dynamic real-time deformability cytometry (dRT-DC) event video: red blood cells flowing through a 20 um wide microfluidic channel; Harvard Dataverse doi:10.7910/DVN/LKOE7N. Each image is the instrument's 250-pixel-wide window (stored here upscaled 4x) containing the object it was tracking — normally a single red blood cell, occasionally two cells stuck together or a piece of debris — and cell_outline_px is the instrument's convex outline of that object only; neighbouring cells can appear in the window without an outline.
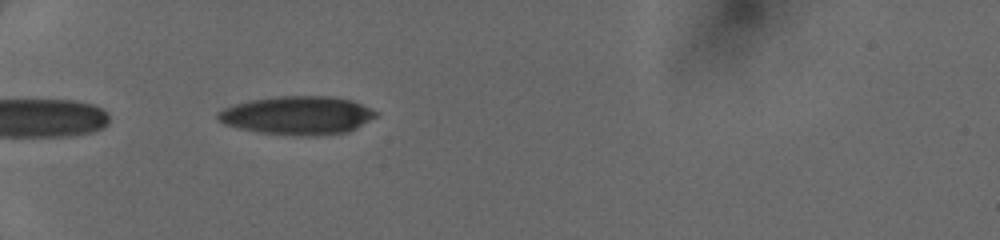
{"species": "human", "species_latin": "Homo sapiens", "temperature_condition": "cold", "stored_images_in_passage": 34, "camera_frame_rate_fps": 3000, "um_per_image_px": 0.085, "donor": {"sex": "female"}, "frame": {"image": 1, "passage_image": 2, "time_ms": 0.333, "image_size_px": [1000, 240], "cell_outline_px": [[380, 112], [376, 116], [356, 128], [348, 132], [312, 136], [300, 136], [260, 132], [240, 128], [224, 124], [216, 116], [216, 112], [224, 108], [236, 104], [252, 100], [276, 96], [332, 96], [352, 100], [372, 108]], "centroid_in_image_um": [25.32, 9.8], "position_along_channel_um": 59.7, "area_um2": 35.37}}
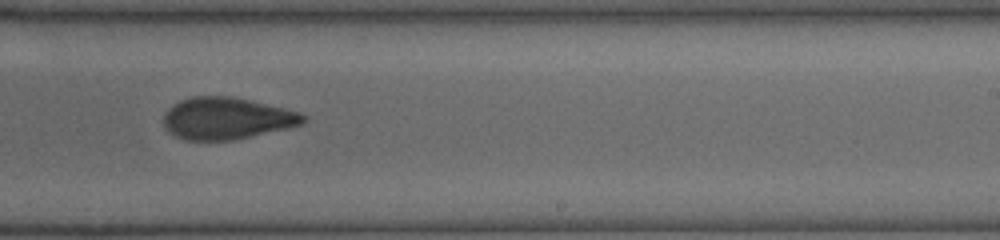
{"frame": {"image": 2, "passage_image": 18, "time_ms": 5.667, "image_size_px": [1000, 240], "cell_outline_px": [[308, 120], [304, 124], [288, 128], [232, 140], [184, 140], [168, 132], [164, 128], [164, 112], [172, 104], [180, 100], [192, 96], [228, 96], [248, 100], [284, 108], [300, 112], [308, 116]], "centroid_in_image_um": [19.26, 10.06], "position_along_channel_um": 269.7, "area_um2": 34.22}}
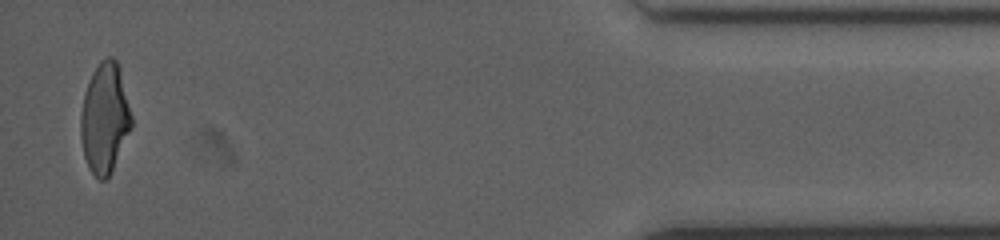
{"frame": {"image": 3, "passage_image": 33, "time_ms": 10.667, "image_size_px": [1000, 240], "cell_outline_px": [[132, 128], [108, 176], [104, 180], [100, 180], [88, 168], [84, 156], [80, 136], [80, 116], [84, 96], [92, 72], [100, 60], [108, 56], [112, 56], [116, 60], [120, 72], [132, 116]], "centroid_in_image_um": [8.89, 10.04], "position_along_channel_um": 426.3, "area_um2": 32.25}}